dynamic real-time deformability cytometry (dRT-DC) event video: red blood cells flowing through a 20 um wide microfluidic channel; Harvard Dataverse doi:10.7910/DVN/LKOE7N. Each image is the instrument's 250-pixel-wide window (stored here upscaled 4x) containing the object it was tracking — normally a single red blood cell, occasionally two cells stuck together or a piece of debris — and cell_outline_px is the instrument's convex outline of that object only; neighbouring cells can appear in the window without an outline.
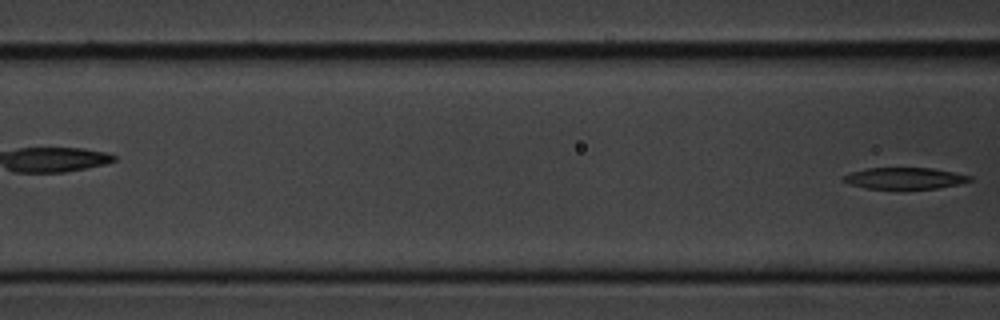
{"species": "common noctule bat (a hibernating species)", "species_latin": "Nyctalus noctula", "temperature_condition": "cold", "stored_images_in_passage": 8, "camera_frame_rate_fps": 3000, "um_per_image_px": 0.085, "animal": {"sex": "male", "body_mass_g": 20.1, "forearm_length_mm": 53.5}, "frame": {"image": 1, "passage_image": 8, "time_ms": 9.0, "image_size_px": [1000, 320], "cell_outline_px": [[972, 180], [956, 184], [936, 188], [868, 188], [852, 184], [840, 180], [844, 176], [852, 172], [868, 168], [932, 168], [972, 176]], "centroid_in_image_um": [76.89, 15.14], "position_along_channel_um": 89.7, "area_um2": 15.32}}